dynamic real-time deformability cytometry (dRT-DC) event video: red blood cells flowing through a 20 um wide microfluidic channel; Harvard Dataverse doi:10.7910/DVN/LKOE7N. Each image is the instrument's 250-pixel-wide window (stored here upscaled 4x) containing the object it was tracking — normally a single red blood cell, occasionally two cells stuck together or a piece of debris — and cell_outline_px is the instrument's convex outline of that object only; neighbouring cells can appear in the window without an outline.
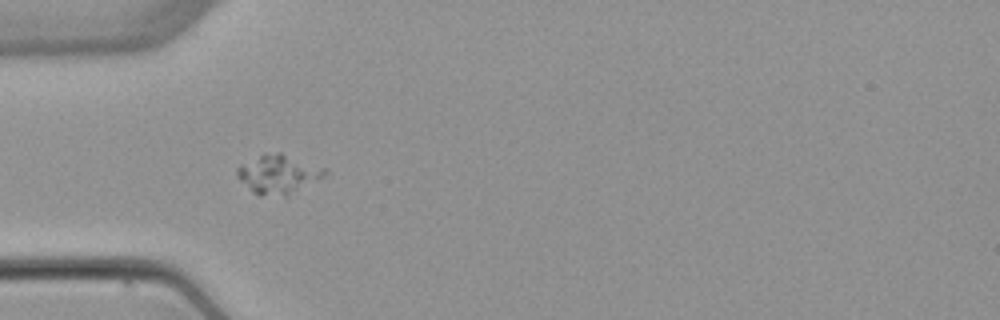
{"species": "common noctule bat (a hibernating species)", "species_latin": "Nyctalus noctula", "temperature_condition": "warm", "stored_images_in_passage": 2, "camera_frame_rate_fps": 3000, "um_per_image_px": 0.085, "animal": {"sex": "female", "body_mass_g": 22.7, "forearm_length_mm": 54.2}, "frame": {"image": 1, "passage_image": 2, "time_ms": 1.333, "image_size_px": [1000, 320], "cell_outline_px": [[328, 172], [324, 176], [284, 196], [260, 196], [252, 192], [236, 176], [236, 168], [240, 164], [264, 152], [280, 152], [324, 168]], "centroid_in_image_um": [23.57, 14.79], "position_along_channel_um": 61.4, "area_um2": 19.71}}